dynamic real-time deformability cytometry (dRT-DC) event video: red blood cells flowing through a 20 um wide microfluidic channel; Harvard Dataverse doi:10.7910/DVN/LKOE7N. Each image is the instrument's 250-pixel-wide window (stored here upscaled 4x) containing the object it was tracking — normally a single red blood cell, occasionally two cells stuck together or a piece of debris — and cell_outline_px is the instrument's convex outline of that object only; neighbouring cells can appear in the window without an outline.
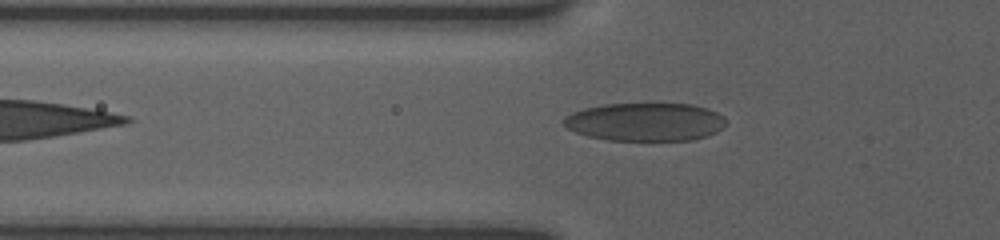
{"species": "human", "species_latin": "Homo sapiens", "temperature_condition": "room temperature", "stored_images_in_passage": 38, "camera_frame_rate_fps": 3000, "um_per_image_px": 0.085, "donor": {"sex": "female"}, "frame": {"image": 1, "passage_image": 3, "time_ms": 0.667, "image_size_px": [1000, 240], "cell_outline_px": [[724, 124], [716, 132], [692, 140], [608, 140], [588, 136], [576, 132], [568, 128], [560, 120], [564, 116], [572, 112], [584, 108], [604, 104], [692, 104], [708, 108], [724, 116]], "centroid_in_image_um": [54.8, 10.35], "position_along_channel_um": 71.0, "area_um2": 36.01}}
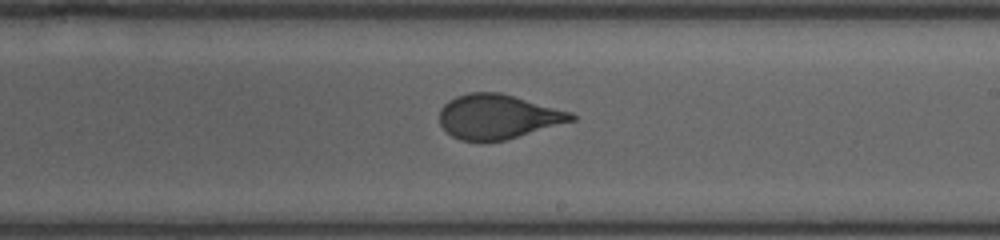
{"frame": {"image": 2, "passage_image": 17, "time_ms": 5.333, "image_size_px": [1000, 240], "cell_outline_px": [[576, 120], [504, 140], [460, 140], [452, 136], [440, 124], [440, 108], [448, 100], [456, 96], [468, 92], [500, 92], [572, 112], [576, 116]], "centroid_in_image_um": [42.31, 9.89], "position_along_channel_um": 246.7, "area_um2": 33.93}}
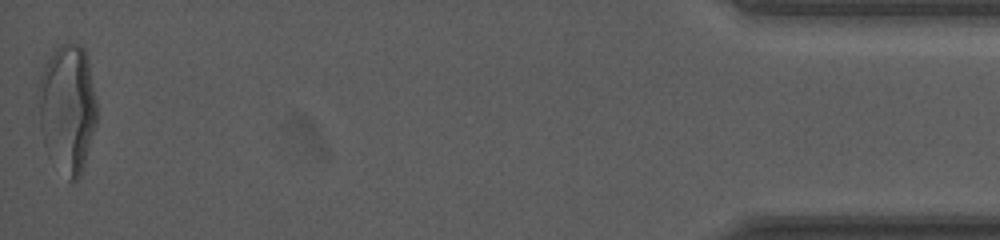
{"frame": {"image": 3, "passage_image": 38, "time_ms": 12.333, "image_size_px": [1000, 240], "cell_outline_px": [[96, 124], [84, 164], [80, 176], [76, 180], [68, 180], [44, 144], [40, 128], [40, 76], [44, 64], [56, 48], [60, 44], [80, 44], [84, 48], [88, 56], [96, 100]], "centroid_in_image_um": [5.77, 9.16], "position_along_channel_um": 429.4, "area_um2": 43.06}, "authors_computed_cell_mechanics": {"area_um2": 35.2869, "velocity_mm_per_s": 3.7783, "shape_relaxation_time_tau1_ms": 11.343, "shape_relaxation_time_tau2_ms": null, "deformation_change_tau1": 0.2607, "deformation_change_tau2": null}}